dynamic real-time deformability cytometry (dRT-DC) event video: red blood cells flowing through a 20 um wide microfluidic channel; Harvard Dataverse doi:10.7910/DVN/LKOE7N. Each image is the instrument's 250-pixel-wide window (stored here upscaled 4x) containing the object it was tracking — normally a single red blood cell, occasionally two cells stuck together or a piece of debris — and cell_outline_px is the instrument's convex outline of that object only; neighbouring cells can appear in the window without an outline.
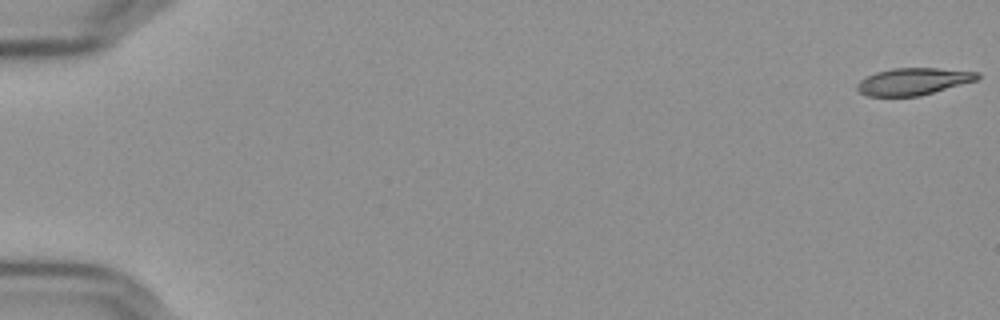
{"species": "Egyptian fruit bat (a non-hibernating species)", "species_latin": "Rousettus aegyptiacus", "temperature_condition": "cold", "stored_images_in_passage": 57, "camera_frame_rate_fps": 3000, "um_per_image_px": 0.085, "frame": {"image": 1, "passage_image": 1, "time_ms": 0.0, "image_size_px": [1000, 320], "cell_outline_px": [[980, 76], [976, 80], [920, 96], [868, 96], [860, 92], [856, 88], [856, 84], [860, 80], [876, 72], [892, 68], [936, 68], [980, 72]], "centroid_in_image_um": [77.62, 6.92], "position_along_channel_um": 7.4, "area_um2": 18.84}}
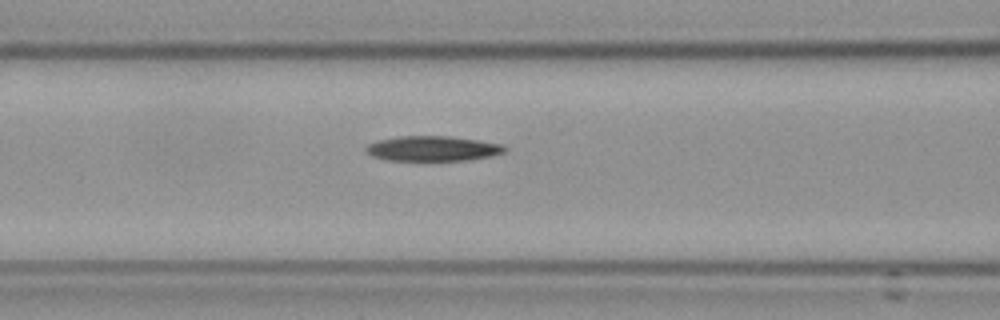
{"frame": {"image": 2, "passage_image": 25, "time_ms": 8.0, "image_size_px": [1000, 320], "cell_outline_px": [[508, 148], [504, 152], [488, 156], [468, 160], [388, 160], [372, 156], [364, 152], [364, 148], [368, 144], [376, 140], [396, 136], [448, 136], [504, 144]], "centroid_in_image_um": [36.72, 12.62], "position_along_channel_um": 129.9, "area_um2": 20.29}}
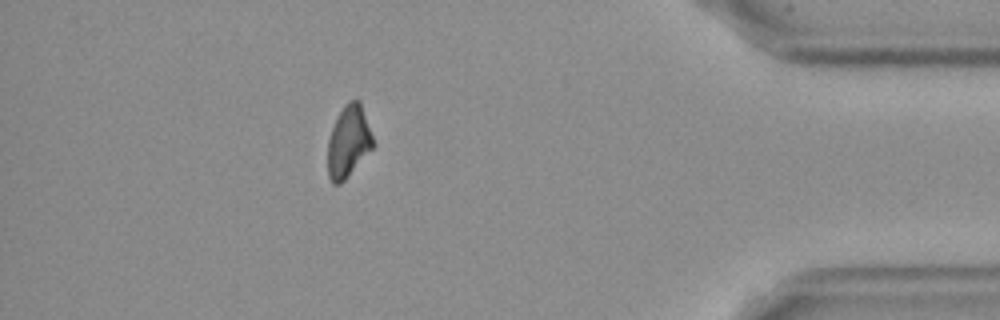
{"frame": {"image": 3, "passage_image": 51, "time_ms": 16.667, "image_size_px": [1000, 320], "cell_outline_px": [[376, 144], [344, 180], [340, 184], [332, 184], [328, 176], [328, 140], [332, 128], [344, 104], [348, 100], [360, 100]], "centroid_in_image_um": [29.63, 12.02], "position_along_channel_um": 405.6, "area_um2": 18.9}, "authors_computed_cell_mechanics": {"area_um2": 19.9988, "velocity_mm_per_s": 3.6389, "shape_relaxation_time_tau1_ms": 5.4097, "shape_relaxation_time_tau2_ms": null, "deformation_change_tau1": 0.1329, "deformation_change_tau2": null}}